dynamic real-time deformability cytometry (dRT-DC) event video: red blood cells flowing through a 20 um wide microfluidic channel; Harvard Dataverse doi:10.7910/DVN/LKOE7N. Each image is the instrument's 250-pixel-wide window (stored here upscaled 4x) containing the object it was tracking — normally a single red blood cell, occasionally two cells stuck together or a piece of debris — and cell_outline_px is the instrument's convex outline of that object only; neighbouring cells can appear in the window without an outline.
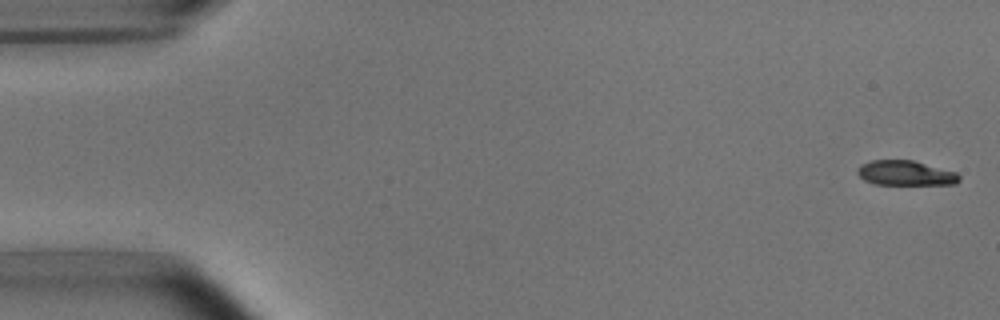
{"species": "common noctule bat (a hibernating species)", "species_latin": "Nyctalus noctula", "temperature_condition": "room temperature", "stored_images_in_passage": 12, "camera_frame_rate_fps": 3000, "um_per_image_px": 0.085, "animal": {"sex": "male", "body_mass_g": 15.6}, "frame": {"image": 1, "passage_image": 1, "time_ms": 0.0, "image_size_px": [1000, 320], "cell_outline_px": [[960, 180], [956, 184], [876, 184], [864, 180], [856, 172], [856, 168], [860, 164], [872, 160], [912, 160], [956, 172], [960, 176]], "centroid_in_image_um": [76.94, 14.7], "position_along_channel_um": 8.1, "area_um2": 14.68}}